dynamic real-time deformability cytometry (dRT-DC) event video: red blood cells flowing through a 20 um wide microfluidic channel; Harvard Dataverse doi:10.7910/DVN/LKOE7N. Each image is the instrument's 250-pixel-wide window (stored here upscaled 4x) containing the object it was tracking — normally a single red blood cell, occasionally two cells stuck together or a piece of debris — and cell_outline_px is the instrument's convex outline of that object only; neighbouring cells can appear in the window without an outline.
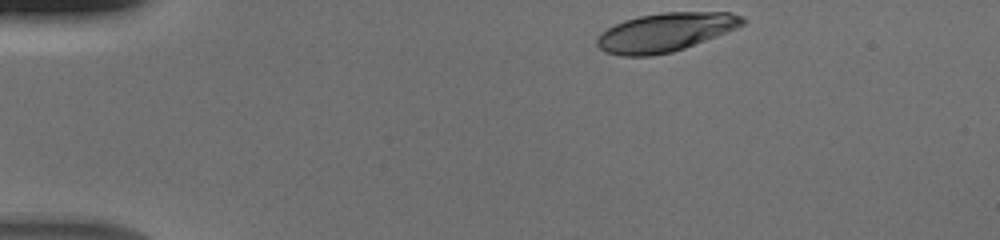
{"species": "human", "species_latin": "Homo sapiens", "temperature_condition": "cold", "stored_images_in_passage": 38, "camera_frame_rate_fps": 3000, "um_per_image_px": 0.085, "donor": {"sex": "male"}, "frame": {"image": 1, "passage_image": 1, "time_ms": 0.0, "image_size_px": [1000, 240], "cell_outline_px": [[744, 24], [736, 28], [716, 36], [684, 48], [672, 52], [652, 56], [624, 56], [604, 52], [596, 44], [596, 36], [600, 32], [624, 20], [640, 16], [664, 12], [732, 12], [744, 16]], "centroid_in_image_um": [56.53, 2.74], "position_along_channel_um": 28.5, "area_um2": 32.77}}
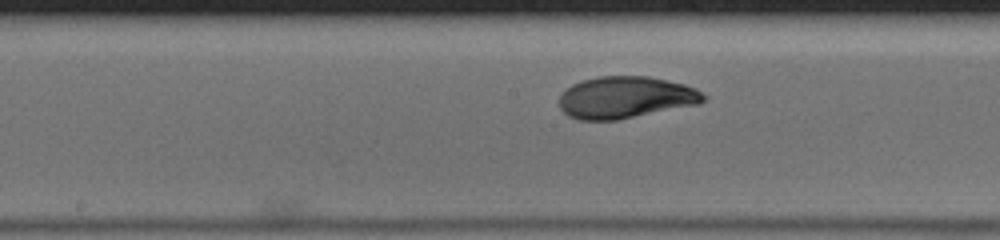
{"frame": {"image": 2, "passage_image": 20, "time_ms": 6.333, "image_size_px": [1000, 240], "cell_outline_px": [[708, 96], [700, 104], [616, 120], [580, 120], [568, 116], [560, 108], [560, 96], [572, 84], [584, 80], [600, 76], [648, 76], [684, 84], [696, 88]], "centroid_in_image_um": [53.21, 8.28], "position_along_channel_um": 195.0, "area_um2": 35.14}}
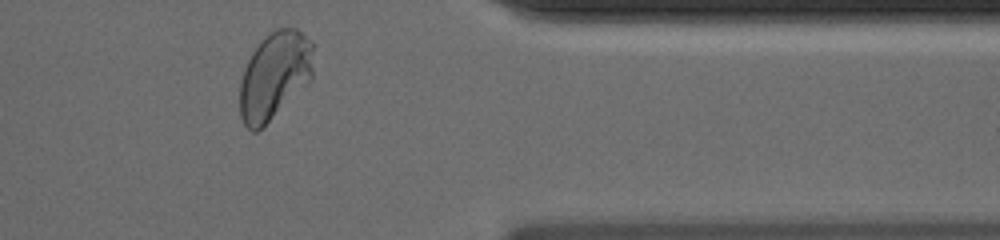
{"frame": {"image": 3, "passage_image": 36, "time_ms": 11.667, "image_size_px": [1000, 240], "cell_outline_px": [[312, 80], [308, 84], [256, 132], [252, 132], [244, 124], [240, 116], [240, 80], [244, 68], [252, 52], [276, 28], [296, 28], [312, 40]], "centroid_in_image_um": [23.34, 6.43], "position_along_channel_um": 388.1, "area_um2": 37.11}}